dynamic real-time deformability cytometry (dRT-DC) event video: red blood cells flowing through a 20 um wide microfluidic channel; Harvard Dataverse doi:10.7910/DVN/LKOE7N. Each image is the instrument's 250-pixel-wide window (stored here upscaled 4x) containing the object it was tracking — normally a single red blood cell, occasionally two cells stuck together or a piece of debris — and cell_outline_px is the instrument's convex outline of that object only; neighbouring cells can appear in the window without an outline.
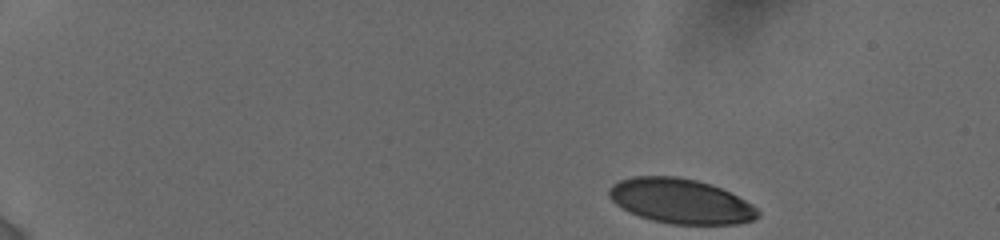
{"species": "human", "species_latin": "Homo sapiens", "temperature_condition": "cold", "stored_images_in_passage": 45, "camera_frame_rate_fps": 3000, "um_per_image_px": 0.085, "donor": {"sex": "female"}, "frame": {"image": 1, "passage_image": 1, "time_ms": 0.0, "image_size_px": [1000, 240], "cell_outline_px": [[760, 216], [752, 220], [736, 224], [672, 224], [652, 220], [628, 212], [616, 204], [608, 196], [608, 188], [612, 184], [620, 180], [632, 176], [676, 176], [696, 180], [712, 184], [752, 204], [760, 212]], "centroid_in_image_um": [57.82, 17.09], "position_along_channel_um": 27.2, "area_um2": 38.84}}
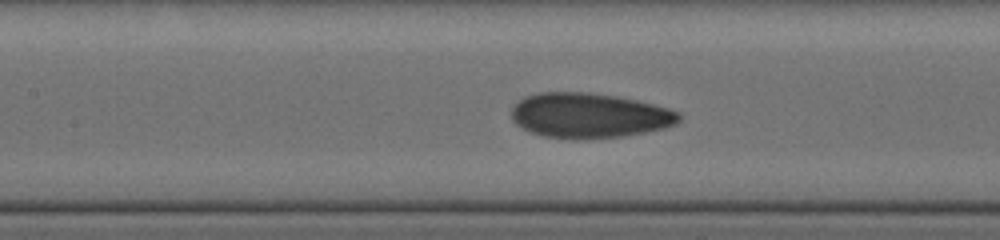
{"frame": {"image": 2, "passage_image": 25, "time_ms": 6.667, "image_size_px": [1000, 240], "cell_outline_px": [[680, 120], [676, 124], [664, 128], [644, 132], [620, 136], [576, 140], [572, 140], [544, 136], [528, 132], [516, 124], [512, 120], [512, 108], [524, 96], [540, 92], [588, 92], [636, 100], [668, 108], [676, 112], [680, 116]], "centroid_in_image_um": [50.03, 9.83], "position_along_channel_um": 157.4, "area_um2": 43.81}}
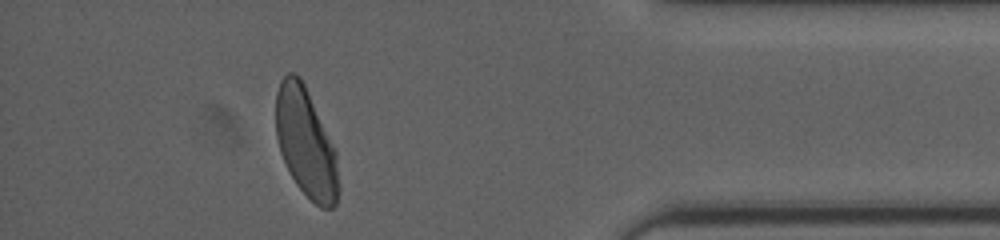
{"frame": {"image": 3, "passage_image": 41, "time_ms": 14.0, "image_size_px": [1000, 240], "cell_outline_px": [[340, 188], [336, 204], [332, 208], [320, 208], [296, 184], [280, 152], [276, 136], [276, 92], [280, 80], [288, 72], [292, 72], [300, 76], [336, 148]], "centroid_in_image_um": [26.02, 12.14], "position_along_channel_um": 409.2, "area_um2": 40.0}, "authors_computed_cell_mechanics": {"area_um2": 42.0206, "velocity_mm_per_s": 3.8222, "shape_relaxation_time_tau1_ms": 3.9755, "shape_relaxation_time_tau2_ms": 0.9764, "deformation_change_tau1": 0.1495, "deformation_change_tau2": 0.0615}}